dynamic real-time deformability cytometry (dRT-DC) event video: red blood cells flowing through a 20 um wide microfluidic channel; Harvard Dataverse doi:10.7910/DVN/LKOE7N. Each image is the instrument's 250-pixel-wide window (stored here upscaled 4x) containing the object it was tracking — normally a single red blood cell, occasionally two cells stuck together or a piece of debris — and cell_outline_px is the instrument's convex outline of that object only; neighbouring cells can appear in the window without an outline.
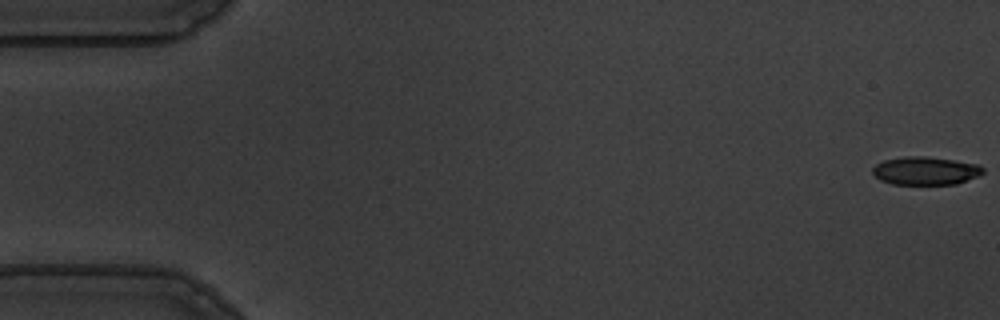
{"species": "common noctule bat (a hibernating species)", "species_latin": "Nyctalus noctula", "temperature_condition": "warm", "stored_images_in_passage": 55, "camera_frame_rate_fps": 3000, "um_per_image_px": 0.085, "animal": {"sex": "male", "body_mass_g": 19.5, "forearm_length_mm": 54.6}, "frame": {"image": 1, "passage_image": 1, "time_ms": 0.0, "image_size_px": [1000, 320], "cell_outline_px": [[984, 172], [976, 176], [956, 184], [892, 184], [880, 180], [872, 172], [872, 168], [876, 164], [884, 160], [904, 156], [924, 156], [980, 164], [984, 168]], "centroid_in_image_um": [78.65, 14.51], "position_along_channel_um": 6.3, "area_um2": 18.03}}
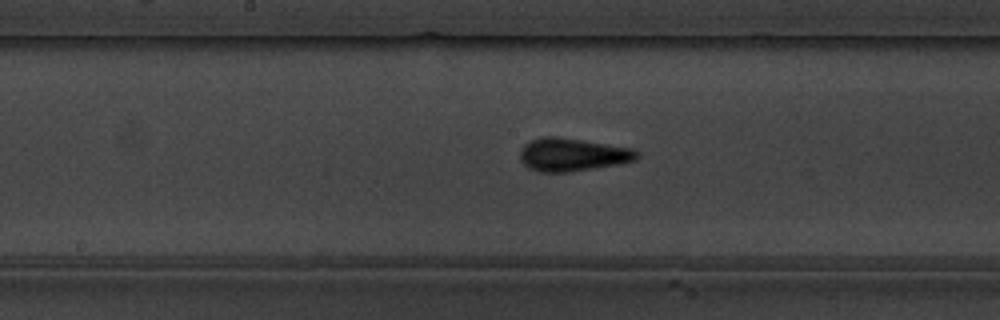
{"frame": {"image": 2, "passage_image": 29, "time_ms": 9.333, "image_size_px": [1000, 320], "cell_outline_px": [[640, 156], [636, 160], [616, 164], [568, 172], [536, 172], [528, 168], [520, 160], [520, 152], [524, 144], [540, 136], [556, 136], [632, 148], [640, 152]], "centroid_in_image_um": [48.63, 13.14], "position_along_channel_um": 199.6, "area_um2": 22.48}}
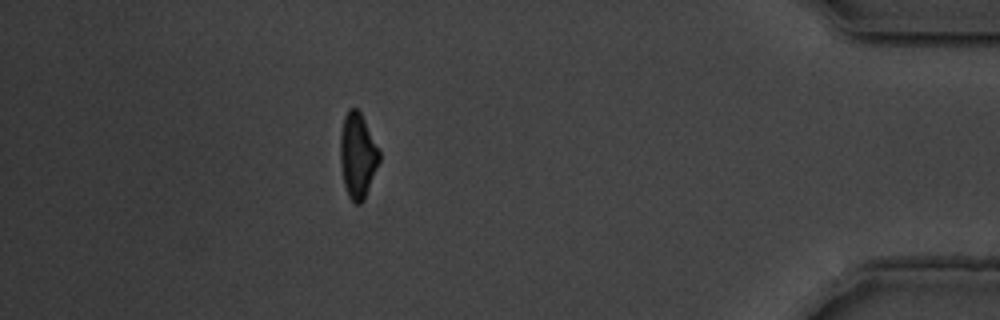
{"frame": {"image": 3, "passage_image": 50, "time_ms": 16.333, "image_size_px": [1000, 320], "cell_outline_px": [[380, 160], [364, 200], [360, 204], [356, 204], [348, 196], [344, 184], [340, 164], [340, 136], [344, 116], [348, 108], [356, 108], [360, 112], [380, 152]], "centroid_in_image_um": [30.38, 13.23], "position_along_channel_um": 404.8, "area_um2": 19.25}}